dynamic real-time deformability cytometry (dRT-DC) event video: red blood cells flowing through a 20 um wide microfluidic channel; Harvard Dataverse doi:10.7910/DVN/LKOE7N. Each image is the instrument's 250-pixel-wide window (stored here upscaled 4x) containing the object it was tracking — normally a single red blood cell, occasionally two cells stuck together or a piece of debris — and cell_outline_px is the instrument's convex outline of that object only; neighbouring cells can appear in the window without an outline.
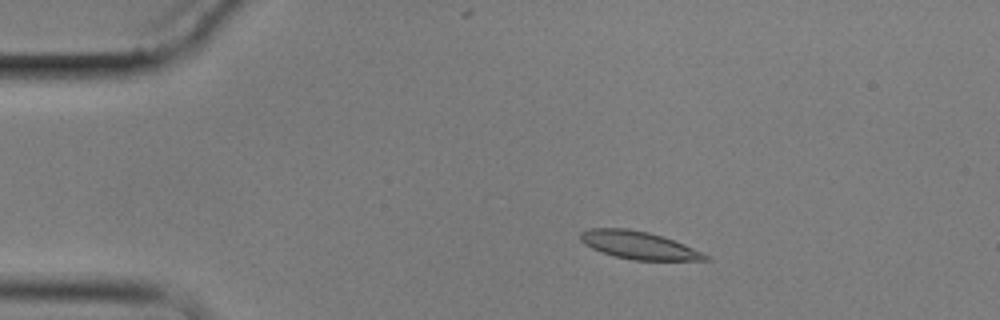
{"species": "common noctule bat (a hibernating species)", "species_latin": "Nyctalus noctula", "temperature_condition": "cold", "stored_images_in_passage": 5, "camera_frame_rate_fps": 3000, "um_per_image_px": 0.085, "animal": {"sex": "male", "body_mass_g": 17.9}, "frame": {"image": 1, "passage_image": 3, "time_ms": 3.333, "image_size_px": [1000, 320], "cell_outline_px": [[712, 260], [632, 260], [616, 256], [592, 248], [584, 244], [580, 240], [580, 232], [588, 228], [628, 228], [648, 232], [684, 244], [712, 256]], "centroid_in_image_um": [54.31, 20.84], "position_along_channel_um": 30.7, "area_um2": 20.11}}